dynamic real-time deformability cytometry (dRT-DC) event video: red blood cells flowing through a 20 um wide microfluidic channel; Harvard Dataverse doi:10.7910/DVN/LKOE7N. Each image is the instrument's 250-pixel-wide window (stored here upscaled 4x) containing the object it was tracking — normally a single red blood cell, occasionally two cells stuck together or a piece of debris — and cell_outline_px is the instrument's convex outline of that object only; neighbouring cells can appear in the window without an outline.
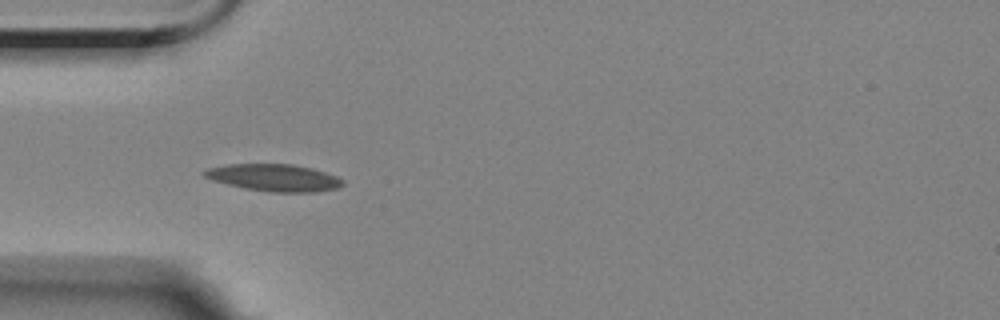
{"species": "Egyptian fruit bat (a non-hibernating species)", "species_latin": "Rousettus aegyptiacus", "temperature_condition": "room temperature", "stored_images_in_passage": 12, "camera_frame_rate_fps": 3000, "um_per_image_px": 0.085, "animal": {"sex": "female"}, "frame": {"image": 1, "passage_image": 3, "time_ms": 3.333, "image_size_px": [1000, 320], "cell_outline_px": [[344, 184], [336, 188], [316, 192], [268, 192], [244, 188], [212, 180], [204, 176], [200, 172], [208, 168], [228, 164], [292, 164], [324, 172], [336, 176], [344, 180]], "centroid_in_image_um": [23.27, 15.1], "position_along_channel_um": 61.7, "area_um2": 21.73}}
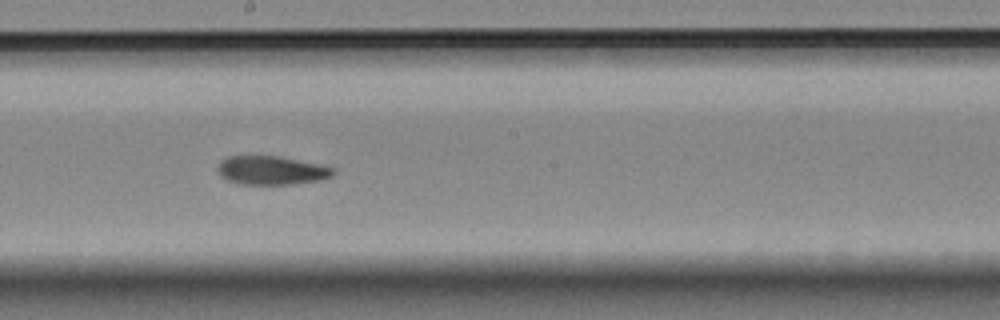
{"frame": {"image": 2, "passage_image": 7, "time_ms": 8.0, "image_size_px": [1000, 320], "cell_outline_px": [[336, 172], [332, 176], [320, 180], [292, 184], [236, 184], [224, 180], [220, 176], [216, 168], [220, 160], [228, 156], [280, 156], [320, 164], [336, 168]], "centroid_in_image_um": [23.05, 14.48], "position_along_channel_um": 225.2, "area_um2": 19.71}}
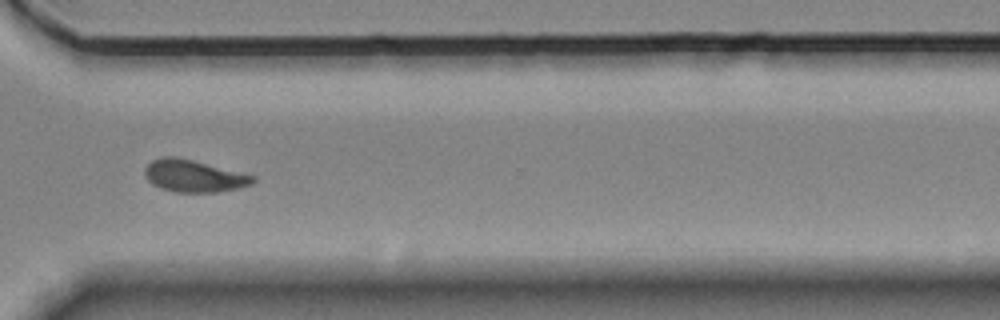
{"frame": {"image": 3, "passage_image": 10, "time_ms": 11.667, "image_size_px": [1000, 320], "cell_outline_px": [[256, 180], [252, 184], [236, 188], [216, 192], [176, 192], [160, 188], [152, 184], [148, 180], [144, 172], [144, 168], [152, 160], [160, 156], [176, 156], [256, 176]], "centroid_in_image_um": [16.44, 14.95], "position_along_channel_um": 354.2, "area_um2": 20.17}, "authors_computed_cell_mechanics": {"area_um2": 20.0566, "velocity_mm_per_s": 3.5292, "shape_relaxation_time_tau1_ms": 4.0129, "shape_relaxation_time_tau2_ms": 2.1514, "deformation_change_tau1": 0.1341, "deformation_change_tau2": 0.0662}}